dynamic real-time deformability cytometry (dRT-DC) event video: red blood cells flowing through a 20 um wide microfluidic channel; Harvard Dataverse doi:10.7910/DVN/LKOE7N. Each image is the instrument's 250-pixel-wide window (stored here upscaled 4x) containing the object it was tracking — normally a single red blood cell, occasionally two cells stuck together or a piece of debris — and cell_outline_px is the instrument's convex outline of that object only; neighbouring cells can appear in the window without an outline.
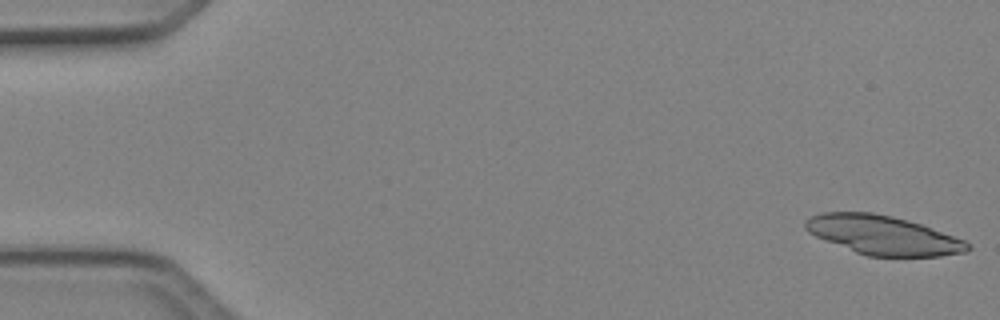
{"species": "Egyptian fruit bat (a non-hibernating species)", "species_latin": "Rousettus aegyptiacus", "temperature_condition": "cold", "stored_images_in_passage": 2, "camera_frame_rate_fps": 3000, "um_per_image_px": 0.085, "animal": {"sex": "female"}, "frame": {"image": 1, "passage_image": 1, "time_ms": 0.0, "image_size_px": [1000, 320], "cell_outline_px": [[972, 248], [964, 252], [940, 256], [868, 256], [856, 252], [816, 236], [808, 232], [804, 228], [804, 220], [820, 212], [872, 212], [892, 216], [920, 224], [964, 240]], "centroid_in_image_um": [75.02, 19.98], "position_along_channel_um": 10.0, "area_um2": 36.47}}